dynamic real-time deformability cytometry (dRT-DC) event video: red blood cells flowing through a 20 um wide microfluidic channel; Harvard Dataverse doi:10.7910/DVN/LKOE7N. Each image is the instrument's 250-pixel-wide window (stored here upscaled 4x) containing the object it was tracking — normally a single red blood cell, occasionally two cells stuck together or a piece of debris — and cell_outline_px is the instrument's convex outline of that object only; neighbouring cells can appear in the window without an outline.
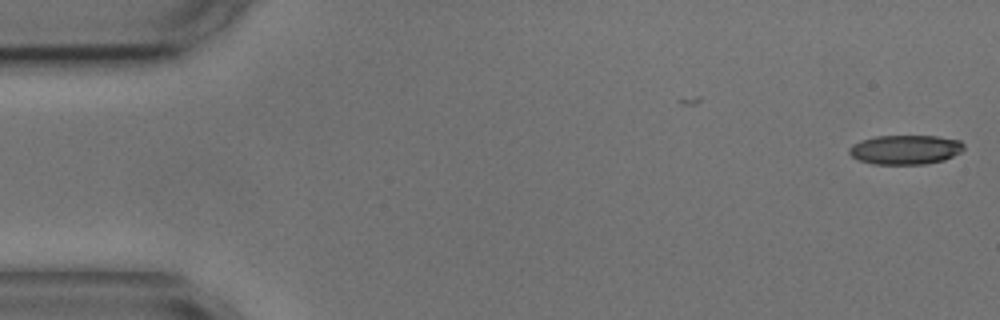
{"species": "common noctule bat (a hibernating species)", "species_latin": "Nyctalus noctula", "temperature_condition": "cold", "stored_images_in_passage": 2, "camera_frame_rate_fps": 3000, "um_per_image_px": 0.085, "animal": {"sex": "male", "body_mass_g": 17.9, "forearm_length_mm": 54.2}, "frame": {"image": 1, "passage_image": 2, "time_ms": 1.333, "image_size_px": [1000, 320], "cell_outline_px": [[964, 148], [960, 152], [944, 160], [928, 164], [872, 164], [860, 160], [852, 156], [848, 152], [848, 148], [852, 144], [860, 140], [876, 136], [936, 136], [960, 140], [964, 144]], "centroid_in_image_um": [76.94, 12.72], "position_along_channel_um": 8.1, "area_um2": 19.71}}